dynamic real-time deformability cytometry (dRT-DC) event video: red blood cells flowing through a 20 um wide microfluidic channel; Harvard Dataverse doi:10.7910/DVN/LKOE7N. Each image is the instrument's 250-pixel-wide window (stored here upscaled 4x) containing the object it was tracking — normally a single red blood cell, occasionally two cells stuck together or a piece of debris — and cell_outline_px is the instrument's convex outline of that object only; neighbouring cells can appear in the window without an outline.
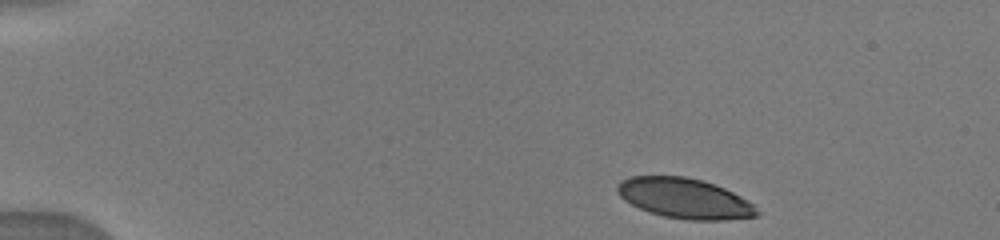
{"species": "human", "species_latin": "Homo sapiens", "temperature_condition": "warm", "stored_images_in_passage": 8, "camera_frame_rate_fps": 3000, "um_per_image_px": 0.085, "donor": {"sex": "male"}, "frame": {"image": 1, "passage_image": 1, "time_ms": 0.0, "image_size_px": [1000, 240], "cell_outline_px": [[760, 216], [724, 220], [688, 220], [664, 216], [648, 212], [624, 200], [616, 192], [616, 184], [620, 180], [632, 176], [684, 176], [704, 180], [724, 188], [748, 200], [760, 212]], "centroid_in_image_um": [58.18, 16.86], "position_along_channel_um": 26.8, "area_um2": 32.89}}